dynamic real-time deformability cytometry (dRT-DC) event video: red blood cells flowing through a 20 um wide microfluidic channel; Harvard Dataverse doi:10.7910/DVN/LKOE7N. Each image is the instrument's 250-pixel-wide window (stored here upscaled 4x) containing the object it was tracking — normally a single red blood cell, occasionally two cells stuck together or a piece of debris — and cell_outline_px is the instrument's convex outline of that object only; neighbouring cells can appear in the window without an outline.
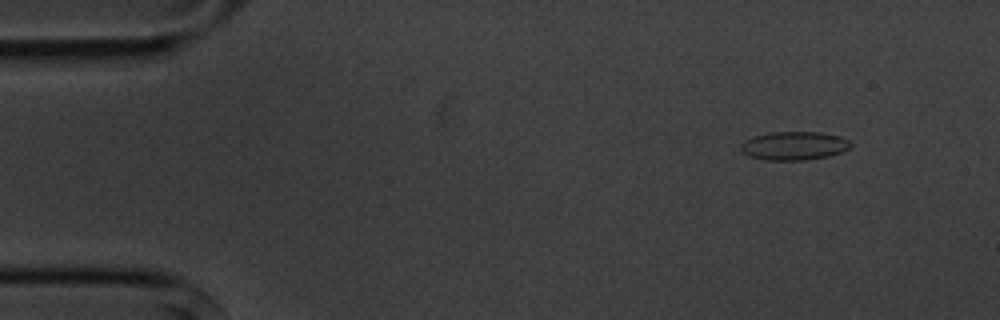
{"species": "common noctule bat (a hibernating species)", "species_latin": "Nyctalus noctula", "temperature_condition": "cold", "stored_images_in_passage": 5, "camera_frame_rate_fps": 3000, "um_per_image_px": 0.085, "animal": {"sex": "male", "body_mass_g": 20.1, "forearm_length_mm": 53.5}, "frame": {"image": 1, "passage_image": 1, "time_ms": 0.0, "image_size_px": [1000, 320], "cell_outline_px": [[852, 144], [848, 148], [840, 152], [828, 156], [804, 160], [764, 160], [752, 156], [744, 152], [740, 148], [740, 144], [744, 140], [756, 136], [772, 132], [820, 132], [840, 136], [848, 140]], "centroid_in_image_um": [67.5, 12.38], "position_along_channel_um": 17.5, "area_um2": 18.03}}
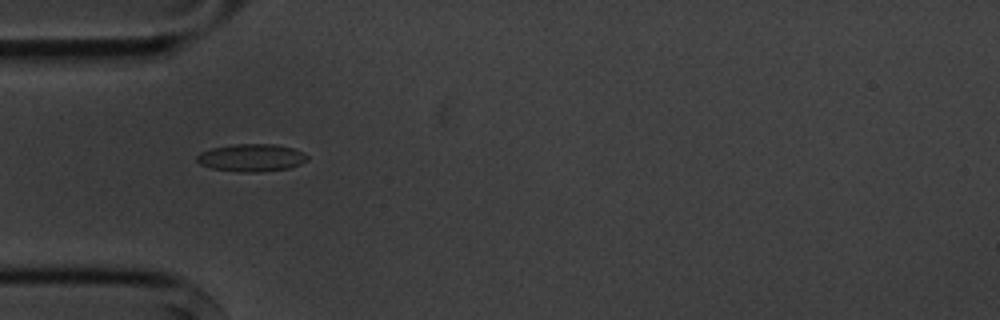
{"frame": {"image": 2, "passage_image": 4, "time_ms": 3.667, "image_size_px": [1000, 320], "cell_outline_px": [[308, 160], [300, 164], [288, 168], [260, 172], [240, 172], [212, 168], [200, 164], [196, 160], [196, 156], [200, 152], [212, 148], [236, 144], [276, 144], [292, 148], [304, 152], [308, 156]], "centroid_in_image_um": [21.38, 13.4], "position_along_channel_um": 63.6, "area_um2": 17.74}}